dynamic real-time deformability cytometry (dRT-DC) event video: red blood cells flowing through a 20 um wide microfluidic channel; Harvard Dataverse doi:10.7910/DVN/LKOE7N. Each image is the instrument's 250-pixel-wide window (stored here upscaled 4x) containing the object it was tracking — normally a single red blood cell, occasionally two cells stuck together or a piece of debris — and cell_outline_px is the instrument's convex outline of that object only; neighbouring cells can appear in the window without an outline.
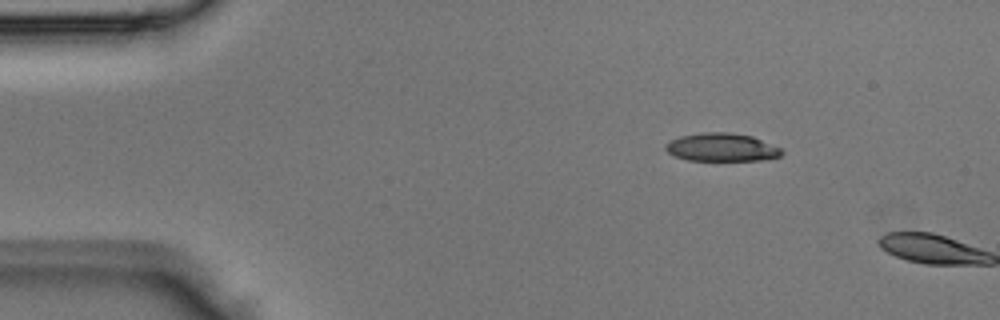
{"species": "Egyptian fruit bat (a non-hibernating species)", "species_latin": "Rousettus aegyptiacus", "temperature_condition": "room temperature", "stored_images_in_passage": 3, "camera_frame_rate_fps": 3000, "um_per_image_px": 0.085, "animal": {"sex": "male"}, "frame": {"image": 1, "passage_image": 2, "time_ms": 0.333, "image_size_px": [1000, 320], "cell_outline_px": [[784, 152], [780, 156], [760, 160], [688, 160], [672, 156], [664, 148], [664, 144], [680, 136], [700, 132], [732, 132], [752, 136], [780, 148]], "centroid_in_image_um": [61.3, 12.51], "position_along_channel_um": 23.7, "area_um2": 19.07}}